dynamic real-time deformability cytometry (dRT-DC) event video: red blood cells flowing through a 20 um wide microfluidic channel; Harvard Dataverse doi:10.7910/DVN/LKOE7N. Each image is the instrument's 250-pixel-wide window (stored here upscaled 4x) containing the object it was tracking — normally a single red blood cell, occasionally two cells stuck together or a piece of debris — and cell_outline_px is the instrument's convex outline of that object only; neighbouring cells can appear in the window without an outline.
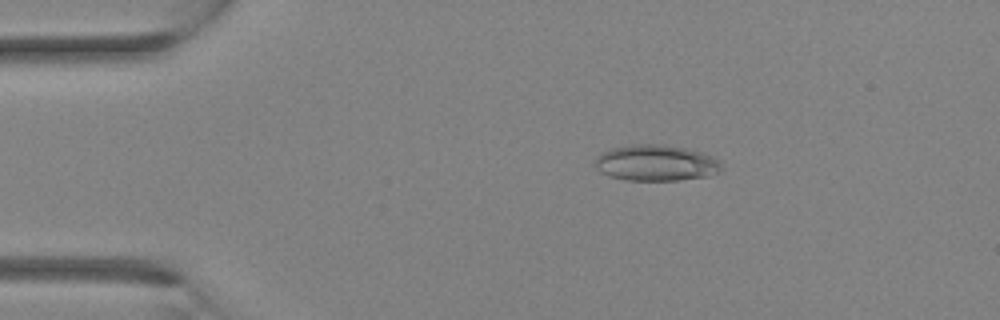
{"species": "Egyptian fruit bat (a non-hibernating species)", "species_latin": "Rousettus aegyptiacus", "temperature_condition": "room temperature", "stored_images_in_passage": 32, "camera_frame_rate_fps": 3000, "um_per_image_px": 0.085, "animal": {"sex": "female"}, "frame": {"image": 1, "passage_image": 6, "time_ms": 1.667, "image_size_px": [1000, 320], "cell_outline_px": [[720, 172], [708, 176], [676, 180], [624, 180], [608, 176], [600, 172], [592, 164], [596, 156], [612, 148], [632, 144], [656, 144], [688, 148], [712, 156], [720, 164]], "centroid_in_image_um": [55.7, 13.85], "position_along_channel_um": 29.3, "area_um2": 26.59}}
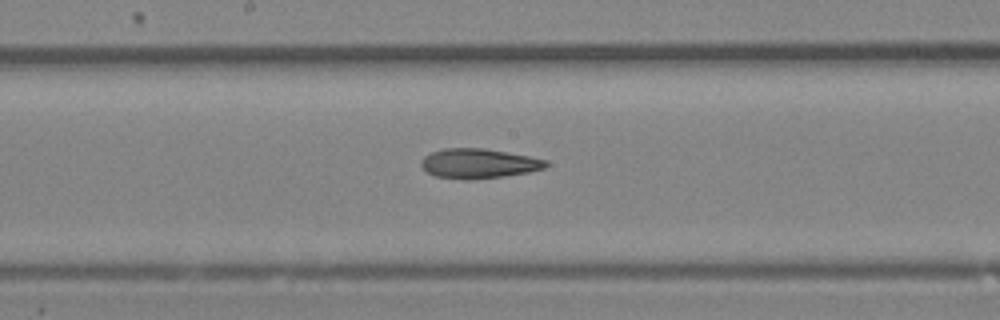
{"frame": {"image": 2, "passage_image": 17, "time_ms": 5.333, "image_size_px": [1000, 320], "cell_outline_px": [[548, 164], [544, 168], [528, 172], [504, 176], [468, 180], [464, 180], [436, 176], [428, 172], [420, 164], [420, 160], [424, 156], [432, 152], [444, 148], [484, 148], [528, 156], [548, 160]], "centroid_in_image_um": [40.67, 13.89], "position_along_channel_um": 207.5, "area_um2": 21.5}}
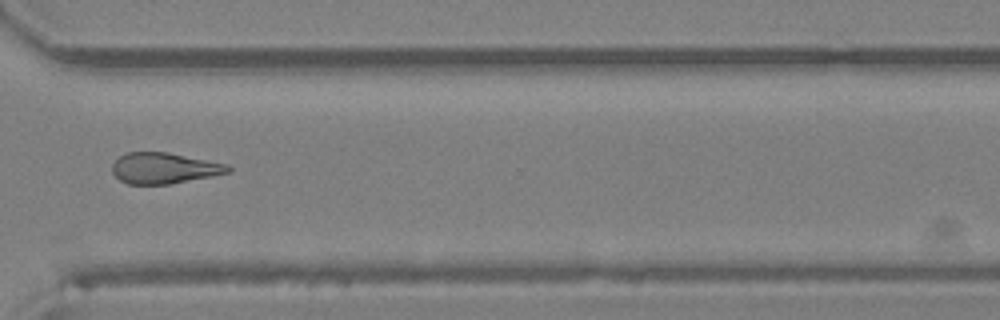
{"frame": {"image": 3, "passage_image": 24, "time_ms": 7.667, "image_size_px": [1000, 320], "cell_outline_px": [[232, 168], [228, 172], [212, 176], [168, 184], [128, 184], [120, 180], [112, 172], [112, 164], [120, 156], [128, 152], [168, 152], [228, 164]], "centroid_in_image_um": [13.94, 14.29], "position_along_channel_um": 356.7, "area_um2": 20.75}}